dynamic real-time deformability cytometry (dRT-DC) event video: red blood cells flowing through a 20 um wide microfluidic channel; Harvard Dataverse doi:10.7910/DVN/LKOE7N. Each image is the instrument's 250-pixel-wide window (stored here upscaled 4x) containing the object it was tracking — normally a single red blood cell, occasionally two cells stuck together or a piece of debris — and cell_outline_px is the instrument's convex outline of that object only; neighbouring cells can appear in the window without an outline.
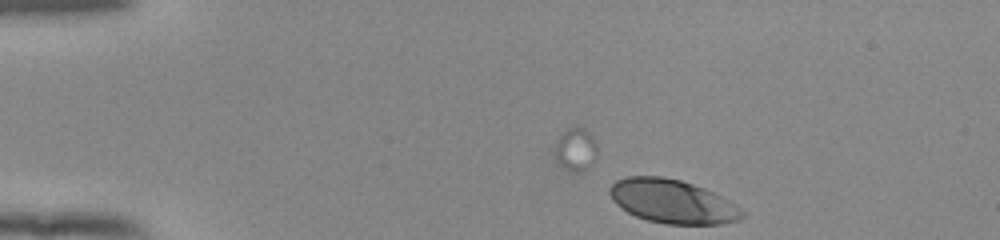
{"species": "human", "species_latin": "Homo sapiens", "temperature_condition": "room temperature", "stored_images_in_passage": 14, "camera_frame_rate_fps": 3000, "um_per_image_px": 0.085, "donor": {"sex": "female"}, "frame": {"image": 1, "passage_image": 14, "time_ms": 4.333, "image_size_px": [1000, 240], "cell_outline_px": [[744, 216], [740, 220], [720, 224], [668, 224], [648, 220], [636, 216], [628, 212], [616, 204], [612, 200], [608, 192], [608, 188], [616, 180], [628, 176], [660, 176], [680, 180], [704, 188], [736, 204], [744, 212]], "centroid_in_image_um": [57.14, 17.12], "position_along_channel_um": 27.9, "area_um2": 33.7}}